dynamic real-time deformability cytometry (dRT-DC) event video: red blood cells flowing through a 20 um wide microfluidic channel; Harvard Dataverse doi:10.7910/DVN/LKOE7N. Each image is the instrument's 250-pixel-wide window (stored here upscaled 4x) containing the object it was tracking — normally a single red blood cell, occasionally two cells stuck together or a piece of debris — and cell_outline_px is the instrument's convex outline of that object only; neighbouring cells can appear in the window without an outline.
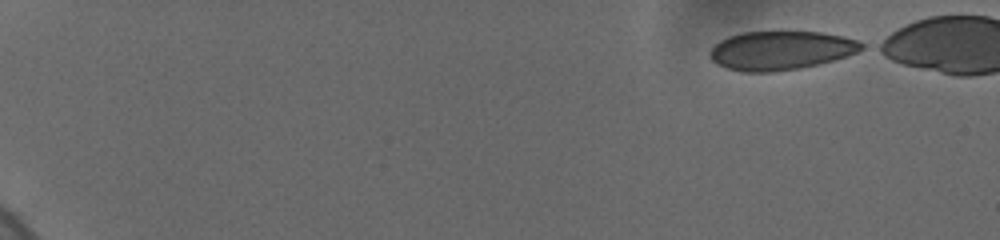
{"species": "human", "species_latin": "Homo sapiens", "temperature_condition": "cold", "stored_images_in_passage": 49, "camera_frame_rate_fps": 3000, "um_per_image_px": 0.085, "donor": {"sex": "female"}, "frame": {"image": 1, "passage_image": 1, "time_ms": 0.0, "image_size_px": [1000, 240], "cell_outline_px": [[864, 48], [856, 52], [820, 64], [800, 68], [772, 72], [740, 72], [716, 64], [712, 60], [712, 48], [720, 40], [728, 36], [740, 32], [820, 32], [840, 36], [856, 40], [864, 44]], "centroid_in_image_um": [66.35, 4.29], "position_along_channel_um": 18.7, "area_um2": 33.99}}
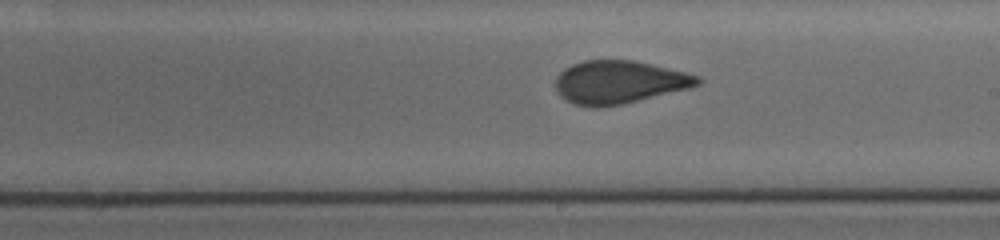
{"frame": {"image": 2, "passage_image": 32, "time_ms": 10.333, "image_size_px": [1000, 240], "cell_outline_px": [[700, 84], [692, 88], [620, 104], [596, 108], [592, 108], [576, 104], [560, 96], [556, 88], [556, 76], [564, 68], [572, 64], [584, 60], [632, 60], [652, 64], [700, 76]], "centroid_in_image_um": [52.62, 6.98], "position_along_channel_um": 236.4, "area_um2": 35.49}}
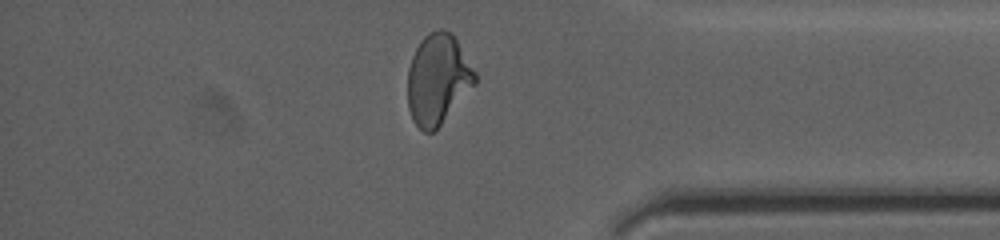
{"frame": {"image": 3, "passage_image": 46, "time_ms": 15.0, "image_size_px": [1000, 240], "cell_outline_px": [[476, 84], [440, 124], [432, 132], [424, 132], [412, 120], [408, 108], [408, 68], [412, 56], [420, 40], [428, 32], [436, 28], [444, 28], [452, 32], [476, 72]], "centroid_in_image_um": [37.21, 6.69], "position_along_channel_um": 398.0, "area_um2": 35.55}}